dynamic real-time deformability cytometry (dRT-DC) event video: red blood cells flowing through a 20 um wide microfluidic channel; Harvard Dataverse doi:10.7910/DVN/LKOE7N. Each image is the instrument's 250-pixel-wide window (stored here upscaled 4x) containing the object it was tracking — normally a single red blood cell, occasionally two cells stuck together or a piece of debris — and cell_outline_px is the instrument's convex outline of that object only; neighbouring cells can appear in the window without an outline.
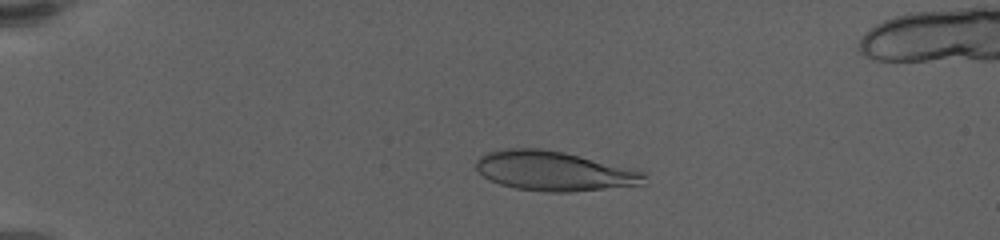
{"species": "human", "species_latin": "Homo sapiens", "temperature_condition": "warm", "stored_images_in_passage": 61, "camera_frame_rate_fps": 3000, "um_per_image_px": 0.085, "donor": {"sex": "female"}, "frame": {"image": 1, "passage_image": 14, "time_ms": 4.333, "image_size_px": [1000, 240], "cell_outline_px": [[648, 184], [572, 192], [544, 192], [516, 188], [500, 184], [484, 176], [476, 168], [476, 160], [480, 156], [488, 152], [508, 148], [540, 148], [564, 152], [632, 168], [644, 172], [648, 176]], "centroid_in_image_um": [47.16, 14.54], "position_along_channel_um": 37.8, "area_um2": 39.02}}
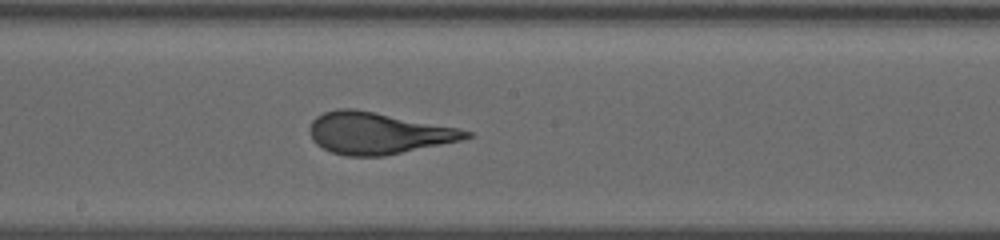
{"frame": {"image": 2, "passage_image": 35, "time_ms": 11.333, "image_size_px": [1000, 240], "cell_outline_px": [[472, 136], [460, 140], [384, 156], [348, 156], [332, 152], [316, 144], [312, 140], [308, 132], [308, 128], [312, 120], [316, 116], [324, 112], [336, 108], [356, 108], [456, 128], [472, 132]], "centroid_in_image_um": [32.04, 11.31], "position_along_channel_um": 216.2, "area_um2": 37.74}}
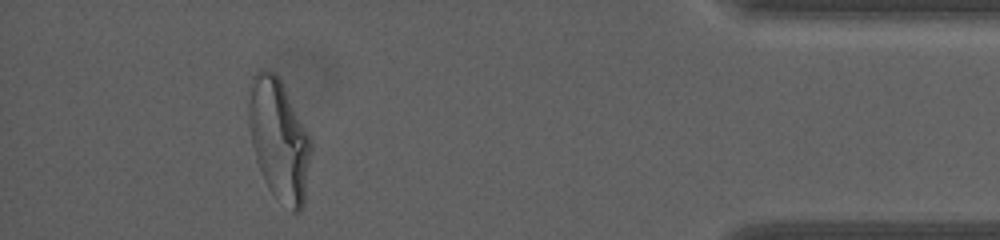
{"frame": {"image": 3, "passage_image": 56, "time_ms": 18.333, "image_size_px": [1000, 240], "cell_outline_px": [[312, 152], [304, 204], [300, 212], [292, 212], [272, 192], [264, 180], [256, 160], [252, 144], [248, 124], [248, 84], [252, 76], [260, 68], [268, 68], [280, 80], [308, 132], [312, 140]], "centroid_in_image_um": [23.7, 11.85], "position_along_channel_um": 411.5, "area_um2": 44.39}, "authors_computed_cell_mechanics": {"area_um2": 39.015, "velocity_mm_per_s": 3.4248, "shape_relaxation_time_tau1_ms": 4.9525, "shape_relaxation_time_tau2_ms": null, "deformation_change_tau1": 0.2234, "deformation_change_tau2": null}}